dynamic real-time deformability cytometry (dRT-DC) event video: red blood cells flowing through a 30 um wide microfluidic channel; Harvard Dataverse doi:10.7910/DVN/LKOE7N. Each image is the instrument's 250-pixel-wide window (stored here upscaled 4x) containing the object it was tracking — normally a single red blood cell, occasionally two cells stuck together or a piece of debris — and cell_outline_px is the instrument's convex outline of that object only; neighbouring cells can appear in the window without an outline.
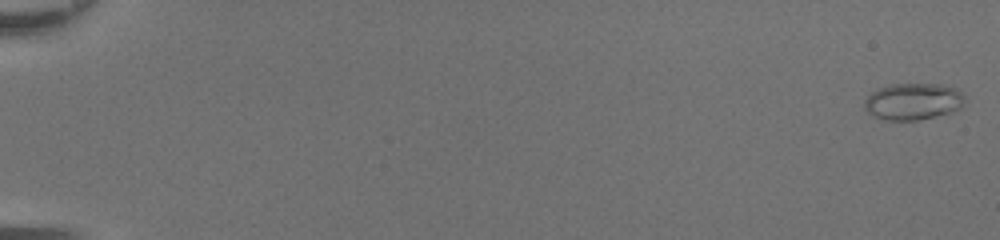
{"species": "common noctule bat (a hibernating species)", "species_latin": "Nyctalus noctula", "temperature_condition": "room temperature", "stored_images_in_passage": 49, "camera_frame_rate_fps": 3000, "um_per_image_px": 0.085, "animal": {"sex": "female", "body_mass_g": 20.0, "forearm_length_mm": 54.0}, "frame": {"image": 1, "passage_image": 1, "time_ms": 0.0, "image_size_px": [1000, 240], "cell_outline_px": [[964, 104], [960, 108], [952, 112], [916, 120], [884, 120], [872, 116], [864, 108], [864, 100], [876, 88], [892, 84], [940, 84], [956, 88], [964, 96]], "centroid_in_image_um": [77.59, 8.62], "position_along_channel_um": 7.4, "area_um2": 21.56}}
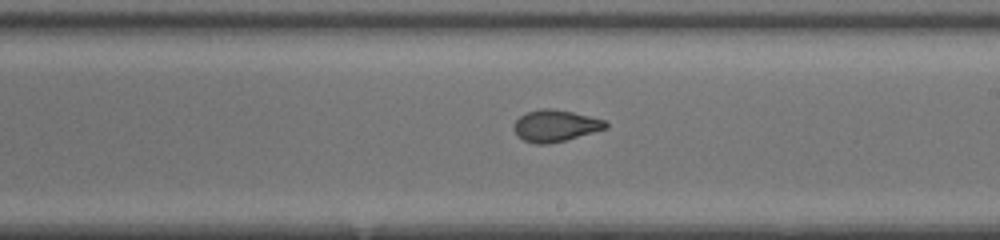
{"frame": {"image": 2, "passage_image": 31, "time_ms": 10.0, "image_size_px": [1000, 240], "cell_outline_px": [[608, 128], [564, 140], [548, 144], [536, 144], [524, 140], [516, 136], [512, 128], [512, 124], [524, 112], [540, 108], [552, 108], [572, 112], [604, 120], [608, 124]], "centroid_in_image_um": [47.14, 10.68], "position_along_channel_um": 241.9, "area_um2": 17.05}}
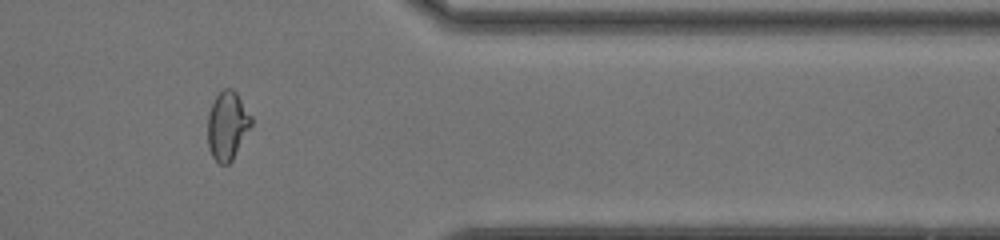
{"frame": {"image": 3, "passage_image": 42, "time_ms": 13.667, "image_size_px": [1000, 240], "cell_outline_px": [[252, 124], [232, 160], [228, 164], [220, 164], [212, 156], [208, 148], [208, 112], [216, 96], [224, 88], [232, 88], [236, 92], [252, 116]], "centroid_in_image_um": [19.32, 10.66], "position_along_channel_um": 392.1, "area_um2": 17.28}, "authors_computed_cell_mechanics": {"area_um2": 17.9758, "velocity_mm_per_s": 4.4146, "shape_relaxation_time_tau1_ms": 10.4935, "shape_relaxation_time_tau2_ms": 0.7208, "deformation_change_tau1": 0.3043, "deformation_change_tau2": 0.057}}